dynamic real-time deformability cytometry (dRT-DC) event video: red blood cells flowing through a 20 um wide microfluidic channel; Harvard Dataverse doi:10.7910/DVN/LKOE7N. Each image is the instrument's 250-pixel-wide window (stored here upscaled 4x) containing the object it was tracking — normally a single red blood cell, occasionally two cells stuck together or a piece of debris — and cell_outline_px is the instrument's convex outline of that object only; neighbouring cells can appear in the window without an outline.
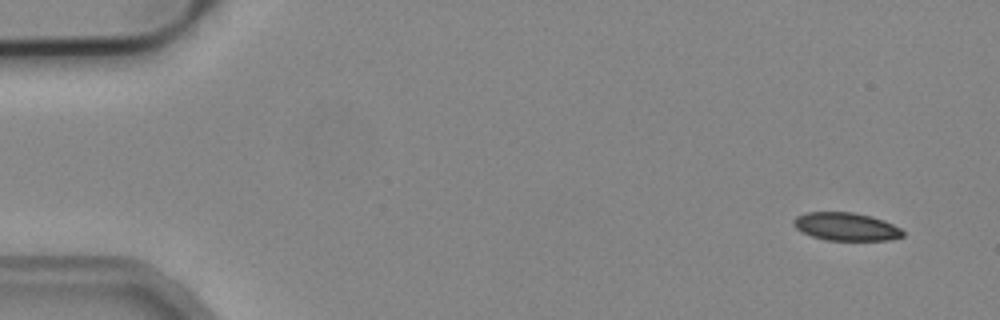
{"species": "common noctule bat (a hibernating species)", "species_latin": "Nyctalus noctula", "temperature_condition": "cold", "stored_images_in_passage": 4, "camera_frame_rate_fps": 3000, "um_per_image_px": 0.085, "animal": {"sex": "male", "body_mass_g": 19.2, "forearm_length_mm": 51.8}, "frame": {"image": 1, "passage_image": 1, "time_ms": 0.0, "image_size_px": [1000, 320], "cell_outline_px": [[904, 236], [888, 240], [824, 240], [812, 236], [796, 228], [792, 224], [792, 220], [796, 216], [808, 212], [852, 212], [884, 220], [900, 228], [904, 232]], "centroid_in_image_um": [71.9, 19.26], "position_along_channel_um": 13.1, "area_um2": 17.74}}
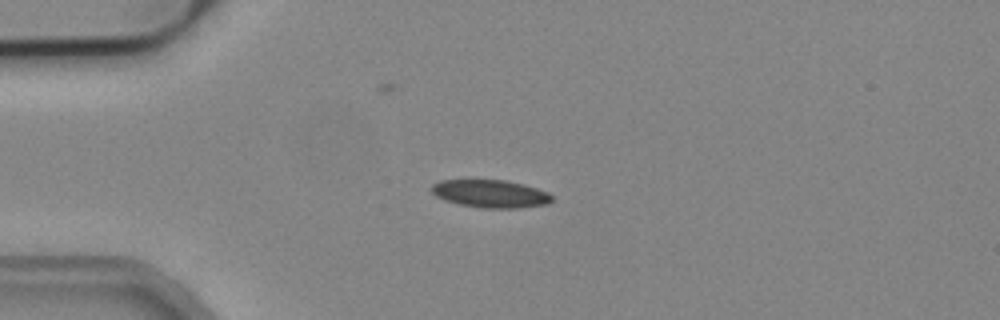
{"frame": {"image": 2, "passage_image": 4, "time_ms": 1.0, "image_size_px": [1000, 320], "cell_outline_px": [[552, 200], [548, 204], [520, 208], [480, 208], [460, 204], [444, 200], [436, 196], [432, 192], [432, 184], [440, 180], [504, 180], [524, 184], [548, 192], [552, 196]], "centroid_in_image_um": [41.7, 16.47], "position_along_channel_um": 43.3, "area_um2": 19.54}}